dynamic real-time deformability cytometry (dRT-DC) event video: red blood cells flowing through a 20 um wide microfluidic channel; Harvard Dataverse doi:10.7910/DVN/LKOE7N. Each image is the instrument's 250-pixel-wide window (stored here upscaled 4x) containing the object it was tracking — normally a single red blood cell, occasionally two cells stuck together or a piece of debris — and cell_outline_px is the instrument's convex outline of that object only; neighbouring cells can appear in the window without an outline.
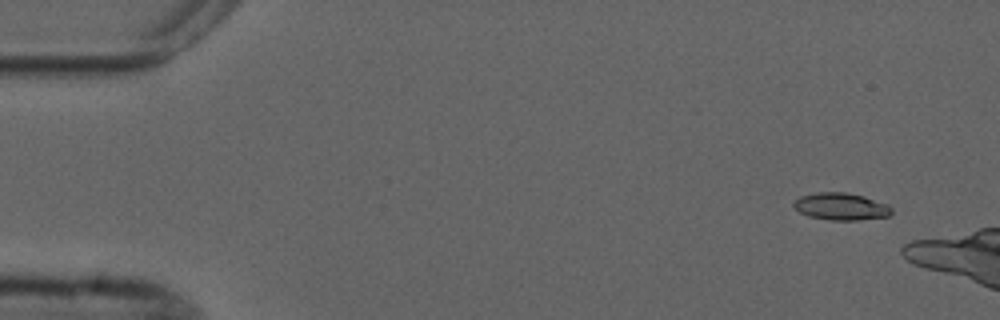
{"species": "common noctule bat (a hibernating species)", "species_latin": "Nyctalus noctula", "temperature_condition": "cold", "stored_images_in_passage": 3, "camera_frame_rate_fps": 3000, "um_per_image_px": 0.085, "animal": {"sex": "male", "forearm_length_mm": 52.5}, "frame": {"image": 1, "passage_image": 1, "time_ms": 0.0, "image_size_px": [1000, 320], "cell_outline_px": [[892, 212], [888, 216], [856, 220], [832, 220], [808, 216], [800, 212], [792, 204], [800, 196], [816, 192], [844, 192], [864, 196], [888, 204], [892, 208]], "centroid_in_image_um": [71.49, 17.54], "position_along_channel_um": 13.5, "area_um2": 15.43}}